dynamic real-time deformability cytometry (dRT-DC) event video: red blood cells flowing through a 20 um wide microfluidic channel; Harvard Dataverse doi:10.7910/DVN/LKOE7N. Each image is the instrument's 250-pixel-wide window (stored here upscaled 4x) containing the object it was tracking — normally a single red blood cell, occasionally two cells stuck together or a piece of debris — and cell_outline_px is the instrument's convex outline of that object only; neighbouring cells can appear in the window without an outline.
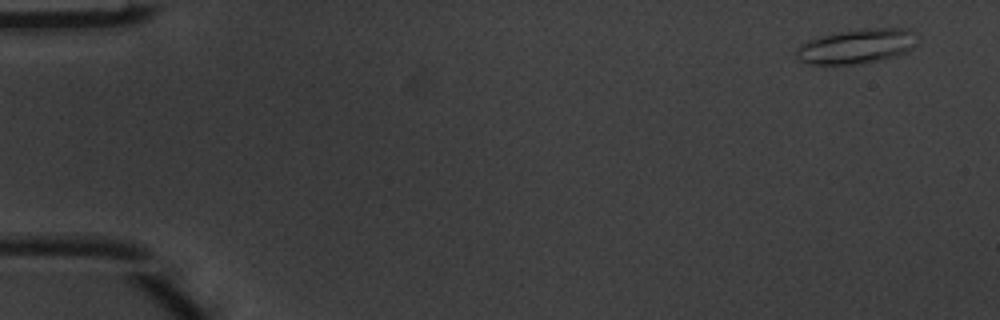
{"species": "common noctule bat (a hibernating species)", "species_latin": "Nyctalus noctula", "temperature_condition": "warm", "stored_images_in_passage": 5, "camera_frame_rate_fps": 3000, "um_per_image_px": 0.085, "animal": {"sex": "male", "body_mass_g": 20.1, "forearm_length_mm": 53.5}, "frame": {"image": 1, "passage_image": 1, "time_ms": 0.0, "image_size_px": [1000, 320], "cell_outline_px": [[920, 40], [912, 48], [904, 52], [880, 60], [860, 64], [808, 64], [800, 60], [796, 56], [796, 52], [808, 40], [820, 36], [840, 32], [876, 28], [904, 28], [912, 32]], "centroid_in_image_um": [72.85, 3.94], "position_along_channel_um": 12.2, "area_um2": 23.93}}